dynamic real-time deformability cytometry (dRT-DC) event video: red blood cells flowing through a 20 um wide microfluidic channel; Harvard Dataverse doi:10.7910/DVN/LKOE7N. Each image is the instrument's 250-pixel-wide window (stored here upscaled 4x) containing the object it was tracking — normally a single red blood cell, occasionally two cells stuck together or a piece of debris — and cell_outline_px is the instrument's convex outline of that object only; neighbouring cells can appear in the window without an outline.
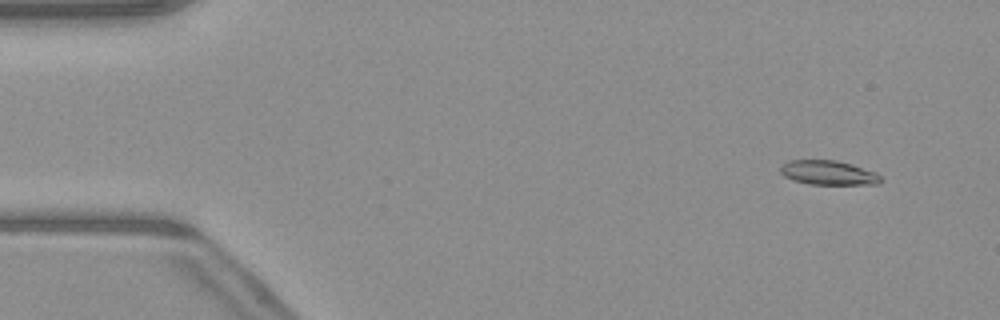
{"species": "common noctule bat (a hibernating species)", "species_latin": "Nyctalus noctula", "temperature_condition": "warm", "stored_images_in_passage": 52, "camera_frame_rate_fps": 3000, "um_per_image_px": 0.085, "animal": {"sex": "male", "body_mass_g": 23.1, "forearm_length_mm": 52.7}, "frame": {"image": 1, "passage_image": 5, "time_ms": 1.333, "image_size_px": [1000, 320], "cell_outline_px": [[884, 180], [880, 184], [808, 184], [792, 180], [784, 176], [780, 172], [780, 164], [788, 160], [836, 160], [852, 164], [876, 172]], "centroid_in_image_um": [70.4, 14.68], "position_along_channel_um": 14.6, "area_um2": 14.45}}
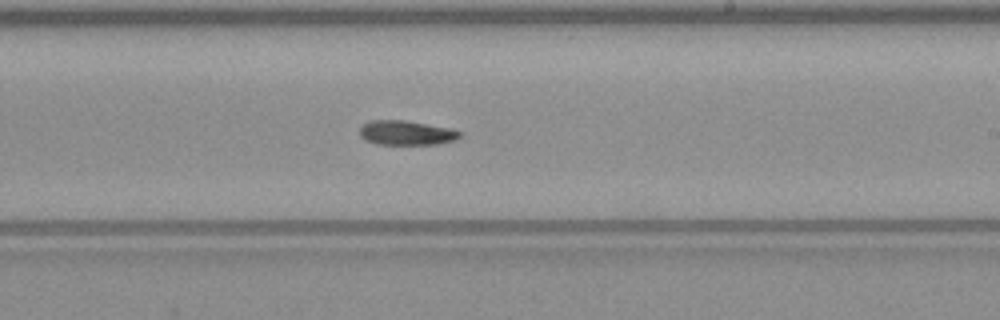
{"frame": {"image": 2, "passage_image": 31, "time_ms": 10.0, "image_size_px": [1000, 320], "cell_outline_px": [[460, 136], [456, 140], [436, 144], [376, 144], [364, 140], [360, 136], [360, 128], [364, 124], [372, 120], [404, 120], [452, 128], [460, 132]], "centroid_in_image_um": [34.53, 11.29], "position_along_channel_um": 254.5, "area_um2": 14.28}}
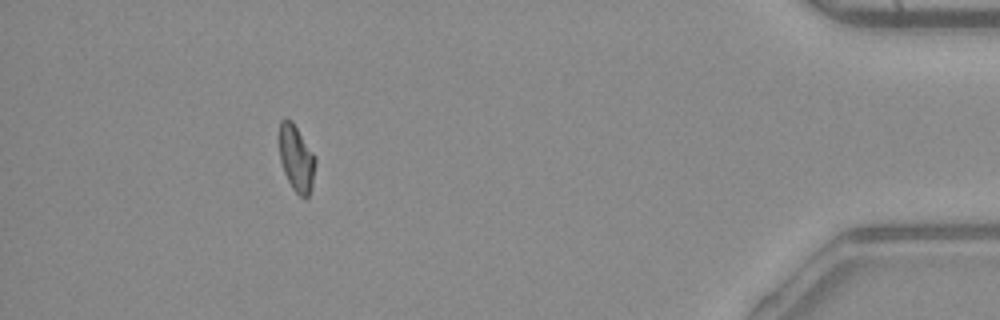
{"frame": {"image": 3, "passage_image": 47, "time_ms": 15.333, "image_size_px": [1000, 320], "cell_outline_px": [[316, 164], [312, 184], [308, 196], [304, 200], [292, 188], [284, 172], [280, 160], [276, 136], [280, 120], [284, 116], [292, 120], [316, 156]], "centroid_in_image_um": [25.15, 13.37], "position_along_channel_um": 410.1, "area_um2": 14.68}}